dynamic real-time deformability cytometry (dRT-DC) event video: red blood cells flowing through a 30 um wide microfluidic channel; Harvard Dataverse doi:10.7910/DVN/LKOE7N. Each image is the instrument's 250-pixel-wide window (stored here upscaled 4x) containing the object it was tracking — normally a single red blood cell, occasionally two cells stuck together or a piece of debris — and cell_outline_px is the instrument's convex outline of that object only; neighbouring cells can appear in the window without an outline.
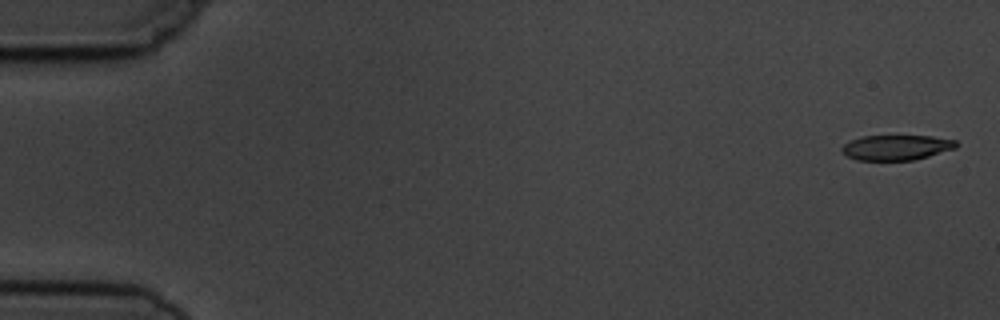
{"species": "common noctule bat (a hibernating species)", "species_latin": "Nyctalus noctula", "temperature_condition": "cold", "stored_images_in_passage": 5, "camera_frame_rate_fps": 3000, "um_per_image_px": 0.085, "animal": {"sex": "male", "body_mass_g": 19.5, "forearm_length_mm": 54.6}, "frame": {"image": 1, "passage_image": 1, "time_ms": 0.0, "image_size_px": [1000, 320], "cell_outline_px": [[960, 144], [956, 148], [928, 156], [912, 160], [856, 160], [848, 156], [840, 148], [844, 144], [852, 140], [864, 136], [932, 136], [956, 140]], "centroid_in_image_um": [76.23, 12.53], "position_along_channel_um": 8.8, "area_um2": 16.65}}
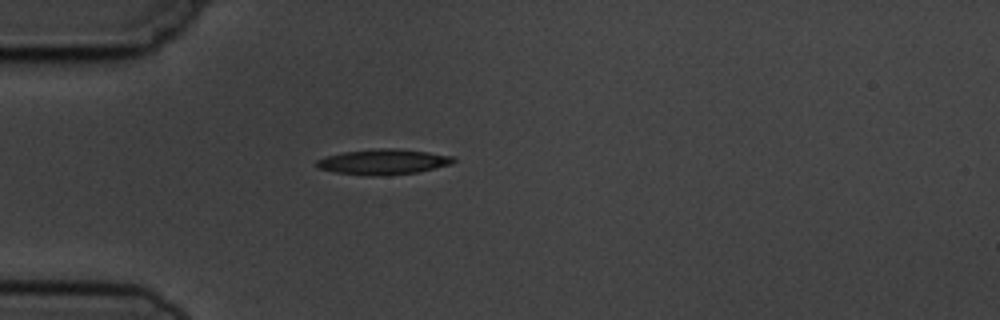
{"frame": {"image": 2, "passage_image": 5, "time_ms": 4.667, "image_size_px": [1000, 320], "cell_outline_px": [[456, 160], [452, 164], [416, 172], [372, 176], [336, 172], [320, 168], [316, 164], [316, 160], [324, 156], [344, 152], [372, 148], [400, 148], [456, 156]], "centroid_in_image_um": [32.61, 13.73], "position_along_channel_um": 52.4, "area_um2": 20.23}}